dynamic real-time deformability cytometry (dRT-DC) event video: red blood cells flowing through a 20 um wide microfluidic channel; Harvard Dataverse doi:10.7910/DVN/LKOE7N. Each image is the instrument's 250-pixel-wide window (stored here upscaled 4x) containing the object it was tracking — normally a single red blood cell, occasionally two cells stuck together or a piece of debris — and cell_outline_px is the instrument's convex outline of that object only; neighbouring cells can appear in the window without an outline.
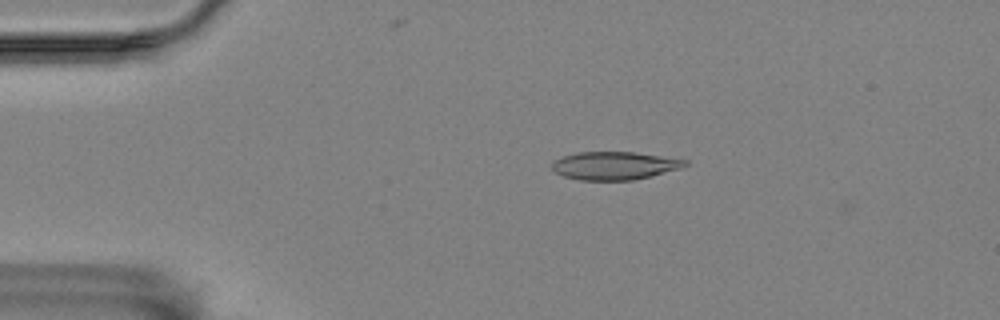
{"species": "Egyptian fruit bat (a non-hibernating species)", "species_latin": "Rousettus aegyptiacus", "temperature_condition": "room temperature", "stored_images_in_passage": 5, "camera_frame_rate_fps": 3000, "um_per_image_px": 0.085, "animal": {"sex": "female"}, "frame": {"image": 1, "passage_image": 3, "time_ms": 3.333, "image_size_px": [1000, 320], "cell_outline_px": [[688, 164], [680, 168], [652, 176], [632, 180], [580, 180], [564, 176], [552, 172], [552, 160], [564, 156], [580, 152], [632, 152], [688, 160]], "centroid_in_image_um": [52.2, 14.08], "position_along_channel_um": 32.8, "area_um2": 21.68}}